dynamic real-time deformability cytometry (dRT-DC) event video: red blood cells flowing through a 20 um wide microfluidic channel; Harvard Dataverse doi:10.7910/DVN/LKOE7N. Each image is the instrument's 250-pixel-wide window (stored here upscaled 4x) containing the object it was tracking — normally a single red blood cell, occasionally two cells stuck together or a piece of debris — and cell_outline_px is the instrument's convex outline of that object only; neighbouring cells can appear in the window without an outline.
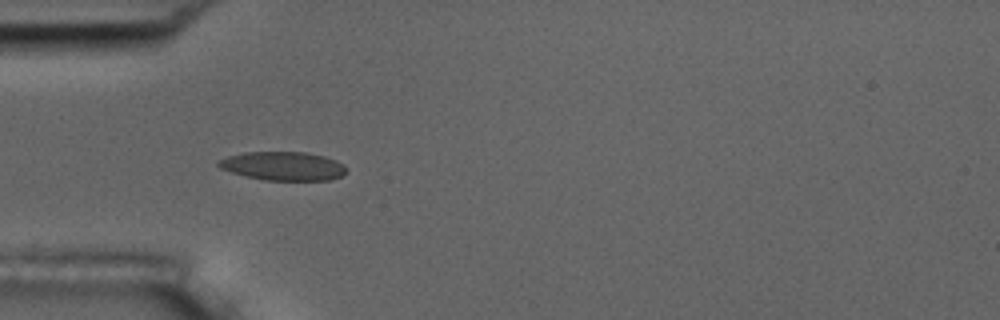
{"species": "common noctule bat (a hibernating species)", "species_latin": "Nyctalus noctula", "temperature_condition": "room temperature", "stored_images_in_passage": 2, "camera_frame_rate_fps": 3000, "um_per_image_px": 0.085, "animal": {"sex": "male", "body_mass_g": 17.5, "forearm_length_mm": 52.3}, "frame": {"image": 1, "passage_image": 1, "time_ms": 0.0, "image_size_px": [1000, 320], "cell_outline_px": [[344, 172], [340, 176], [328, 180], [264, 180], [232, 172], [220, 168], [216, 164], [220, 160], [228, 156], [244, 152], [304, 152], [324, 156], [336, 160], [344, 164]], "centroid_in_image_um": [24.05, 14.1], "position_along_channel_um": 60.9, "area_um2": 21.1}}